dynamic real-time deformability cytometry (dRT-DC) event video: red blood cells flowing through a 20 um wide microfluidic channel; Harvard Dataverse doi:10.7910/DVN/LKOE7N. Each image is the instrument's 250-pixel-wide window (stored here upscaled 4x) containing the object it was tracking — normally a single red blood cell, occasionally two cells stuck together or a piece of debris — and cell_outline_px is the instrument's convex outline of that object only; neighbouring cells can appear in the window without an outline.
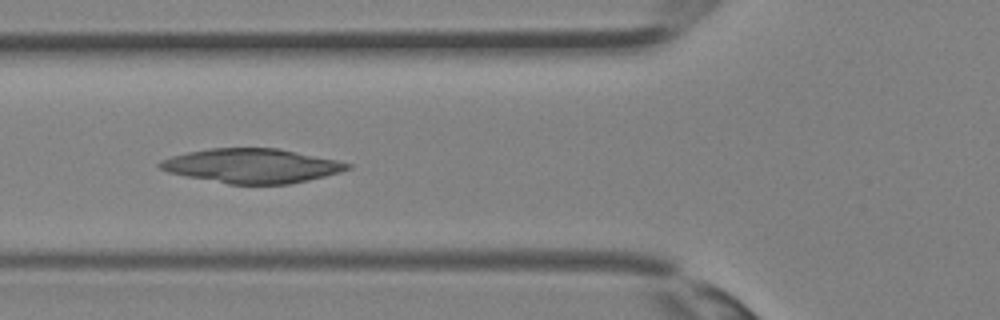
{"species": "Egyptian fruit bat (a non-hibernating species)", "species_latin": "Rousettus aegyptiacus", "temperature_condition": "room temperature", "stored_images_in_passage": 14, "camera_frame_rate_fps": 3000, "um_per_image_px": 0.085, "animal": {"sex": "female"}, "frame": {"image": 1, "passage_image": 10, "time_ms": 3.0, "image_size_px": [1000, 320], "cell_outline_px": [[352, 168], [340, 172], [308, 180], [288, 184], [228, 184], [168, 172], [160, 168], [156, 164], [160, 160], [172, 156], [188, 152], [208, 148], [276, 148], [336, 160], [352, 164]], "centroid_in_image_um": [21.39, 14.09], "position_along_channel_um": 104.4, "area_um2": 37.22}}
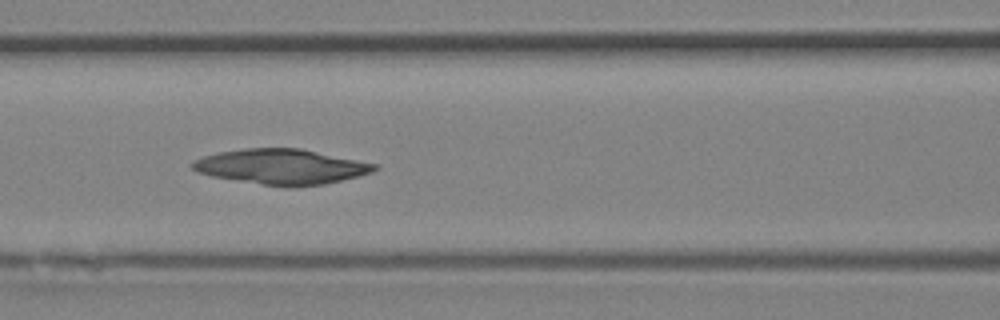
{"frame": {"image": 2, "passage_image": 12, "time_ms": 3.667, "image_size_px": [1000, 320], "cell_outline_px": [[380, 168], [372, 172], [324, 184], [292, 188], [288, 188], [212, 176], [200, 172], [192, 168], [188, 164], [192, 160], [204, 156], [220, 152], [244, 148], [300, 148], [380, 164]], "centroid_in_image_um": [23.95, 14.16], "position_along_channel_um": 142.7, "area_um2": 37.4}}
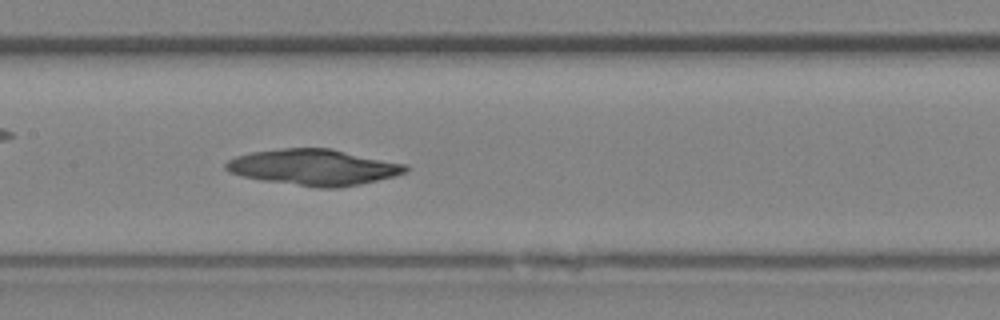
{"frame": {"image": 3, "passage_image": 14, "time_ms": 4.333, "image_size_px": [1000, 320], "cell_outline_px": [[408, 172], [396, 176], [360, 184], [340, 188], [316, 188], [264, 180], [244, 176], [228, 172], [224, 168], [224, 164], [228, 160], [236, 156], [248, 152], [284, 148], [332, 148], [408, 164]], "centroid_in_image_um": [26.7, 14.21], "position_along_channel_um": 180.7, "area_um2": 38.09}}